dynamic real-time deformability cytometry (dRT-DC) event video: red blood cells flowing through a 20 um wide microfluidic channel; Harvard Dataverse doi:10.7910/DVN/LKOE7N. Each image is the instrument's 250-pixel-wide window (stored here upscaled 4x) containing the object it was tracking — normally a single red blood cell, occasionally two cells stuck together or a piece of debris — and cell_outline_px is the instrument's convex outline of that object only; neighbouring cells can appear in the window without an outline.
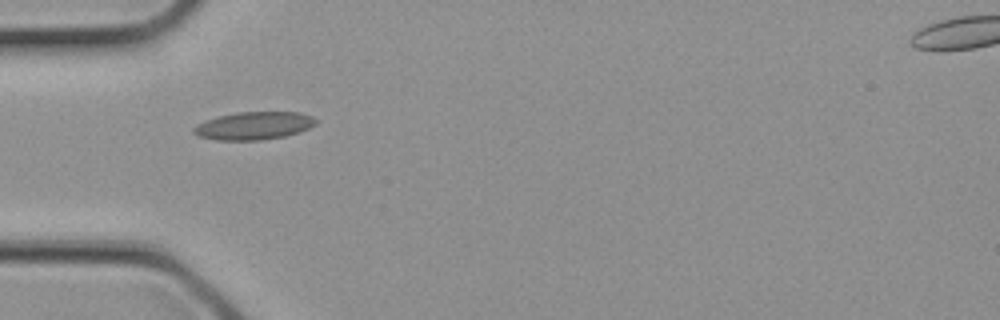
{"species": "common noctule bat (a hibernating species)", "species_latin": "Nyctalus noctula", "temperature_condition": "cold", "stored_images_in_passage": 1, "camera_frame_rate_fps": 3000, "um_per_image_px": 0.085, "animal": {"sex": "female", "body_mass_g": 21.9}, "frame": {"image": 1, "passage_image": 1, "time_ms": 0.0, "image_size_px": [1000, 320], "cell_outline_px": [[316, 124], [308, 128], [284, 136], [260, 140], [216, 140], [200, 136], [192, 132], [192, 128], [196, 124], [220, 116], [236, 112], [300, 112], [312, 116], [316, 120]], "centroid_in_image_um": [21.56, 10.68], "position_along_channel_um": 63.4, "area_um2": 19.59}}